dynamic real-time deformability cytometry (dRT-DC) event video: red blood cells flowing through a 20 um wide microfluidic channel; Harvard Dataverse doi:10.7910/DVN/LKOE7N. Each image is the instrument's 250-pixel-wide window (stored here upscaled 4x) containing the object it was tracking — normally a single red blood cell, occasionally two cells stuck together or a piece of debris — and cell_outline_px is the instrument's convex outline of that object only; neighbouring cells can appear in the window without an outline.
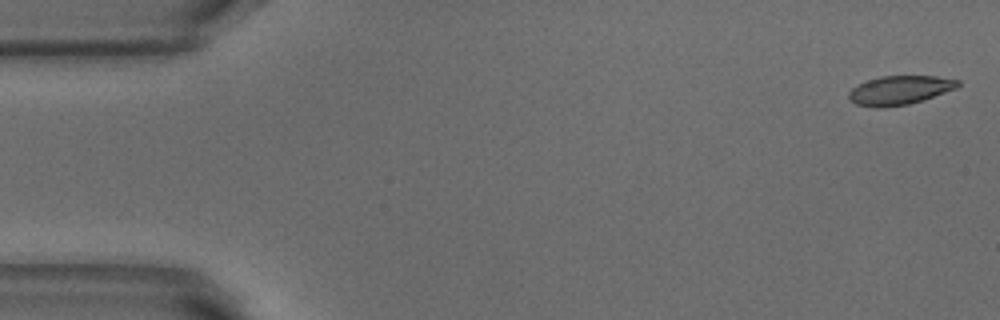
{"species": "common noctule bat (a hibernating species)", "species_latin": "Nyctalus noctula", "temperature_condition": "warm", "stored_images_in_passage": 9, "camera_frame_rate_fps": 3000, "um_per_image_px": 0.085, "animal": {"sex": "male", "body_mass_g": 18.8}, "frame": {"image": 1, "passage_image": 1, "time_ms": 0.0, "image_size_px": [1000, 320], "cell_outline_px": [[960, 84], [956, 88], [924, 100], [908, 104], [884, 108], [876, 108], [856, 104], [848, 96], [848, 92], [852, 88], [868, 80], [880, 76], [936, 76], [960, 80]], "centroid_in_image_um": [76.48, 7.67], "position_along_channel_um": 8.5, "area_um2": 18.38}}